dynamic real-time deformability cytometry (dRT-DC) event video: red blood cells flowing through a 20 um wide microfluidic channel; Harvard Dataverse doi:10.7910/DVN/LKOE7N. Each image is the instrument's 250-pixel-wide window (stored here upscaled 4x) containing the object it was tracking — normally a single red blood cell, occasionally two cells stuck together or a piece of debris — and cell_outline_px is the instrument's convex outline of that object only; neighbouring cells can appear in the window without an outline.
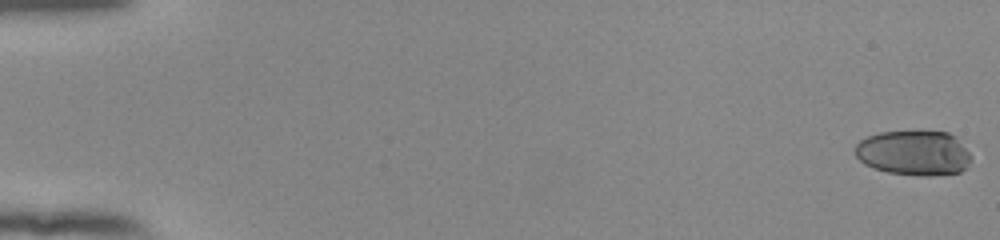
{"species": "human", "species_latin": "Homo sapiens", "temperature_condition": "room temperature", "stored_images_in_passage": 55, "camera_frame_rate_fps": 3000, "um_per_image_px": 0.085, "donor": {"sex": "female"}, "frame": {"image": 1, "passage_image": 1, "time_ms": 0.0, "image_size_px": [1000, 240], "cell_outline_px": [[972, 156], [968, 168], [960, 172], [932, 176], [920, 176], [888, 172], [872, 168], [864, 164], [856, 156], [856, 144], [860, 140], [868, 136], [880, 132], [948, 132], [956, 136]], "centroid_in_image_um": [77.71, 13.02], "position_along_channel_um": 7.3, "area_um2": 30.52}}
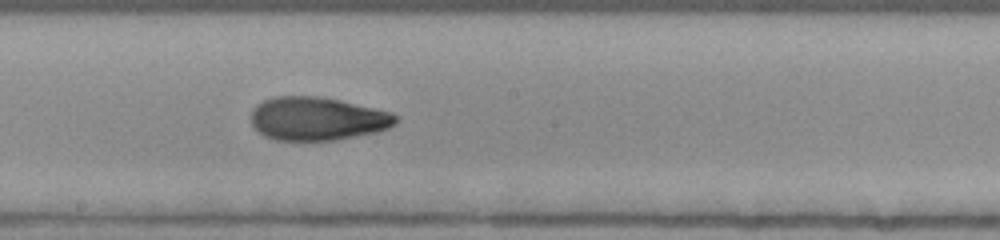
{"frame": {"image": 2, "passage_image": 32, "time_ms": 10.333, "image_size_px": [1000, 240], "cell_outline_px": [[400, 116], [396, 124], [388, 128], [376, 132], [336, 140], [272, 140], [264, 136], [252, 124], [252, 108], [256, 104], [272, 96], [316, 96], [340, 100], [392, 112]], "centroid_in_image_um": [26.98, 10.08], "position_along_channel_um": 221.2, "area_um2": 36.76}}
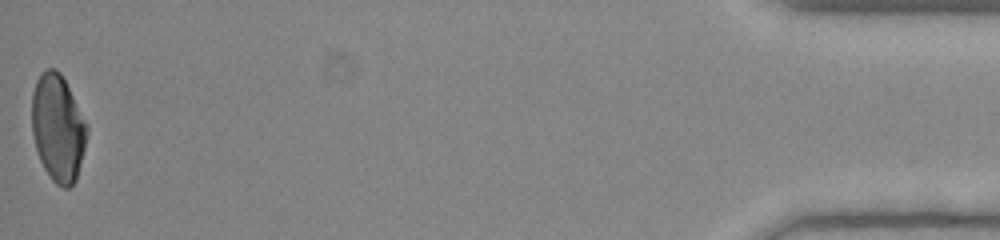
{"frame": {"image": 3, "passage_image": 55, "time_ms": 18.0, "image_size_px": [1000, 240], "cell_outline_px": [[88, 132], [76, 180], [68, 188], [64, 188], [56, 184], [52, 180], [44, 168], [40, 160], [36, 148], [32, 132], [32, 92], [36, 80], [44, 68], [56, 68], [60, 72], [88, 124]], "centroid_in_image_um": [4.92, 10.85], "position_along_channel_um": 430.3, "area_um2": 34.39}, "authors_computed_cell_mechanics": {"area_um2": 35.4314, "velocity_mm_per_s": 3.885, "shape_relaxation_time_tau1_ms": 9.992, "shape_relaxation_time_tau2_ms": 1.4862, "deformation_change_tau1": 0.2851, "deformation_change_tau2": 0.077}}